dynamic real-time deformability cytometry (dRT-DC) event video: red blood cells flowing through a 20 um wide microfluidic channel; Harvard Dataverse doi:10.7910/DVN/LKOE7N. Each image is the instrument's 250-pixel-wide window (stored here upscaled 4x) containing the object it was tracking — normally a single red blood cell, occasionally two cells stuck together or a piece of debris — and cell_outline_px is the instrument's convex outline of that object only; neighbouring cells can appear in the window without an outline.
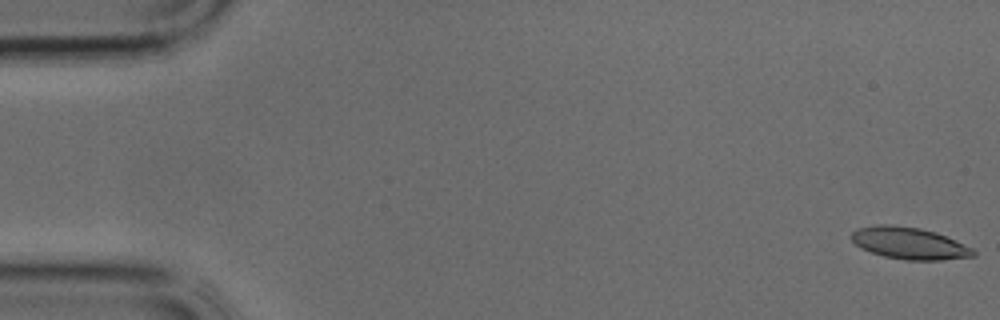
{"species": "common noctule bat (a hibernating species)", "species_latin": "Nyctalus noctula", "temperature_condition": "cold", "stored_images_in_passage": 38, "camera_frame_rate_fps": 3000, "um_per_image_px": 0.085, "animal": {"sex": "male", "body_mass_g": 17.9, "forearm_length_mm": 54.2}, "frame": {"image": 1, "passage_image": 1, "time_ms": 0.0, "image_size_px": [1000, 320], "cell_outline_px": [[976, 256], [944, 260], [908, 260], [884, 256], [860, 248], [852, 240], [852, 232], [856, 228], [876, 224], [892, 224], [920, 228], [936, 232], [956, 240], [972, 248], [976, 252]], "centroid_in_image_um": [77.3, 20.66], "position_along_channel_um": 7.7, "area_um2": 22.77}}
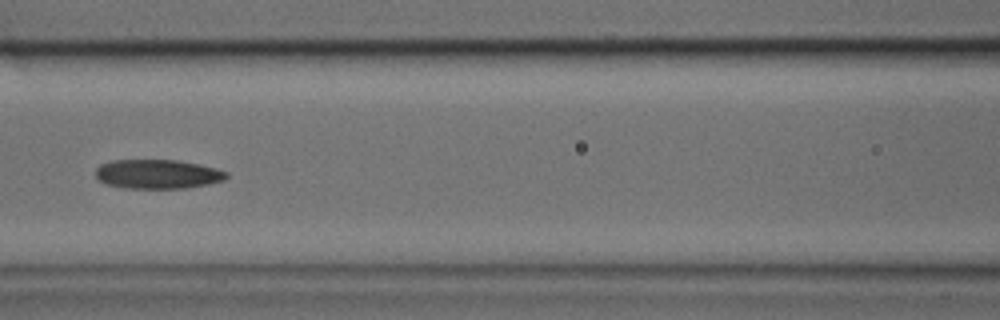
{"frame": {"image": 2, "passage_image": 17, "time_ms": 5.333, "image_size_px": [1000, 320], "cell_outline_px": [[228, 176], [224, 180], [208, 184], [184, 188], [124, 188], [108, 184], [100, 180], [96, 176], [96, 168], [100, 164], [112, 160], [176, 160], [216, 168], [228, 172]], "centroid_in_image_um": [13.39, 14.79], "position_along_channel_um": 153.2, "area_um2": 22.14}}
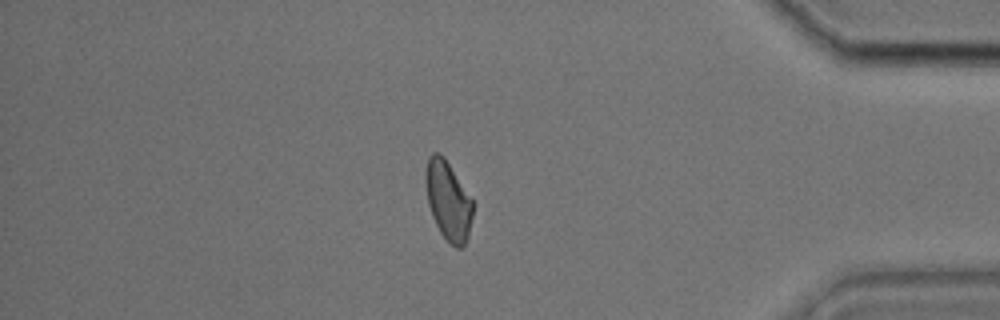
{"frame": {"image": 3, "passage_image": 33, "time_ms": 10.667, "image_size_px": [1000, 320], "cell_outline_px": [[472, 216], [468, 236], [464, 244], [460, 248], [456, 248], [440, 232], [432, 216], [428, 204], [424, 180], [424, 176], [428, 156], [432, 152], [440, 152], [444, 156], [472, 200]], "centroid_in_image_um": [38.05, 17.01], "position_along_channel_um": 397.1, "area_um2": 21.56}}